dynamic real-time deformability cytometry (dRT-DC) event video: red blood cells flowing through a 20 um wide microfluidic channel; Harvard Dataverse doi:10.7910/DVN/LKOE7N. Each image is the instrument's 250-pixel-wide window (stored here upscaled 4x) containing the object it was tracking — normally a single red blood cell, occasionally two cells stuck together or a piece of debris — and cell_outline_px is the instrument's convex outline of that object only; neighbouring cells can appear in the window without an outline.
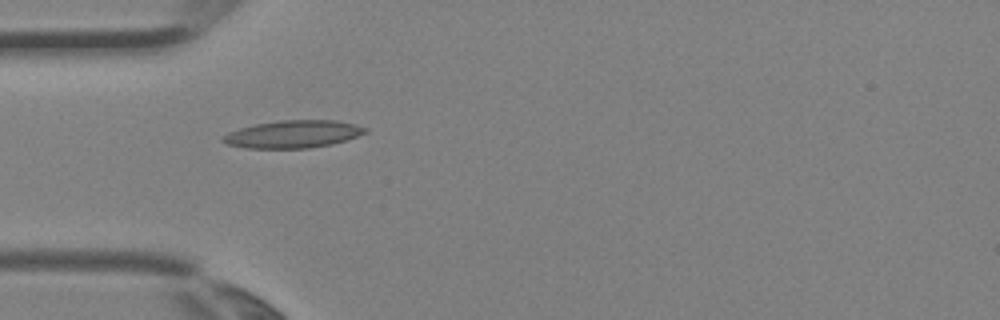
{"species": "Egyptian fruit bat (a non-hibernating species)", "species_latin": "Rousettus aegyptiacus", "temperature_condition": "room temperature", "stored_images_in_passage": 3, "camera_frame_rate_fps": 3000, "um_per_image_px": 0.085, "animal": {"sex": "female"}, "frame": {"image": 1, "passage_image": 3, "time_ms": 0.667, "image_size_px": [1000, 320], "cell_outline_px": [[368, 132], [348, 140], [332, 144], [308, 148], [244, 148], [228, 144], [220, 140], [228, 132], [240, 128], [256, 124], [280, 120], [336, 120], [356, 124], [368, 128]], "centroid_in_image_um": [24.96, 11.4], "position_along_channel_um": 60.0, "area_um2": 22.95}}